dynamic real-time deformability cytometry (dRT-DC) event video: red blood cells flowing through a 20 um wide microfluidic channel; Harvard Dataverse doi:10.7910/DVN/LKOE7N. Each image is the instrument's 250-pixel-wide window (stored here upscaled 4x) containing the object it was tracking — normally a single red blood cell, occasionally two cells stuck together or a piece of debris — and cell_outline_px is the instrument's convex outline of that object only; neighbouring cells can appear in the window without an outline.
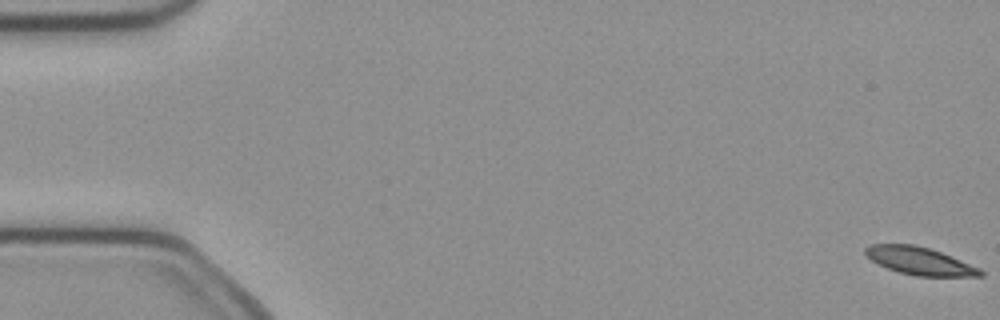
{"species": "common noctule bat (a hibernating species)", "species_latin": "Nyctalus noctula", "temperature_condition": "cold", "stored_images_in_passage": 52, "camera_frame_rate_fps": 3000, "um_per_image_px": 0.085, "animal": {"sex": "female", "body_mass_g": 21.9}, "frame": {"image": 1, "passage_image": 1, "time_ms": 0.0, "image_size_px": [1000, 320], "cell_outline_px": [[984, 276], [916, 276], [900, 272], [888, 268], [872, 260], [864, 252], [864, 248], [872, 244], [912, 244], [928, 248], [940, 252], [980, 268], [984, 272]], "centroid_in_image_um": [78.18, 22.18], "position_along_channel_um": 6.8, "area_um2": 18.21}}
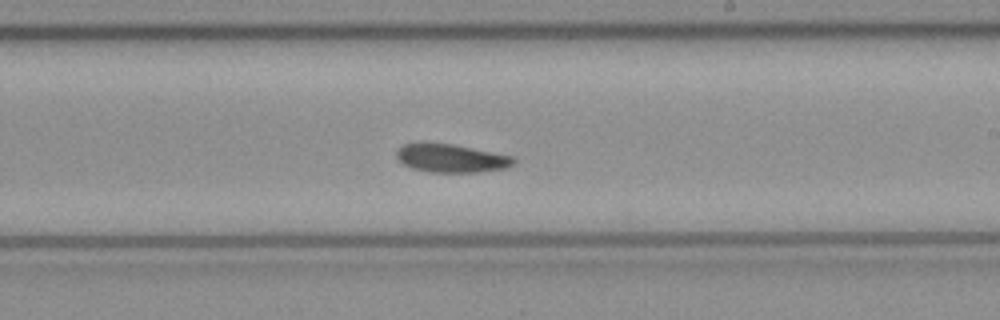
{"frame": {"image": 2, "passage_image": 31, "time_ms": 10.0, "image_size_px": [1000, 320], "cell_outline_px": [[516, 160], [508, 168], [476, 172], [428, 172], [412, 168], [404, 164], [396, 156], [396, 148], [404, 144], [420, 140], [452, 144], [516, 156]], "centroid_in_image_um": [38.32, 13.41], "position_along_channel_um": 250.7, "area_um2": 19.88}}
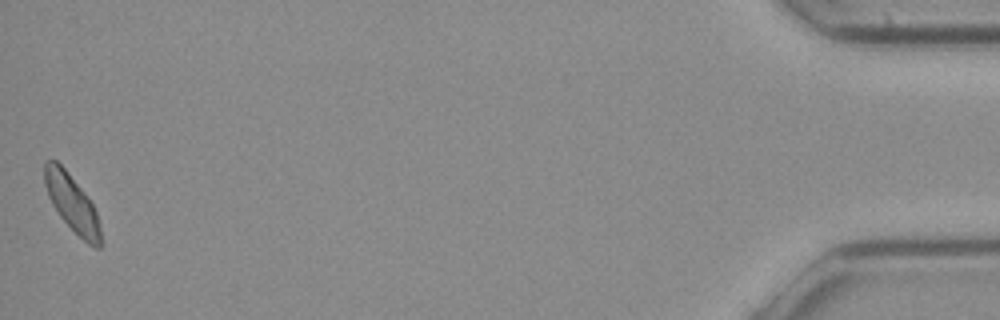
{"frame": {"image": 3, "passage_image": 52, "time_ms": 17.0, "image_size_px": [1000, 320], "cell_outline_px": [[100, 248], [96, 248], [88, 244], [60, 216], [52, 204], [48, 196], [44, 184], [44, 160], [56, 160], [64, 168], [80, 188], [92, 204], [96, 212], [100, 228]], "centroid_in_image_um": [6.08, 17.24], "position_along_channel_um": 429.1, "area_um2": 18.03}}